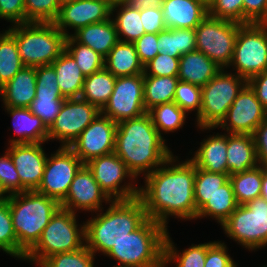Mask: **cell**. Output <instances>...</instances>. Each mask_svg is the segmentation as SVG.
<instances>
[{
    "mask_svg": "<svg viewBox=\"0 0 267 267\" xmlns=\"http://www.w3.org/2000/svg\"><path fill=\"white\" fill-rule=\"evenodd\" d=\"M71 36L80 44L89 46L104 58L119 42L118 33L113 19L92 23L80 28Z\"/></svg>",
    "mask_w": 267,
    "mask_h": 267,
    "instance_id": "4316f807",
    "label": "cell"
},
{
    "mask_svg": "<svg viewBox=\"0 0 267 267\" xmlns=\"http://www.w3.org/2000/svg\"><path fill=\"white\" fill-rule=\"evenodd\" d=\"M35 98H64L57 82V75L51 65L36 67Z\"/></svg>",
    "mask_w": 267,
    "mask_h": 267,
    "instance_id": "ee69618b",
    "label": "cell"
},
{
    "mask_svg": "<svg viewBox=\"0 0 267 267\" xmlns=\"http://www.w3.org/2000/svg\"><path fill=\"white\" fill-rule=\"evenodd\" d=\"M64 100L65 98H35L29 109L49 128L59 114Z\"/></svg>",
    "mask_w": 267,
    "mask_h": 267,
    "instance_id": "7dc6e473",
    "label": "cell"
},
{
    "mask_svg": "<svg viewBox=\"0 0 267 267\" xmlns=\"http://www.w3.org/2000/svg\"><path fill=\"white\" fill-rule=\"evenodd\" d=\"M85 245V223L78 227L76 213L60 206L42 231L40 239L26 253L24 261L39 266L52 255L79 250Z\"/></svg>",
    "mask_w": 267,
    "mask_h": 267,
    "instance_id": "52a82bcc",
    "label": "cell"
},
{
    "mask_svg": "<svg viewBox=\"0 0 267 267\" xmlns=\"http://www.w3.org/2000/svg\"><path fill=\"white\" fill-rule=\"evenodd\" d=\"M104 1H106L111 7H113L115 5L127 3L128 0H104Z\"/></svg>",
    "mask_w": 267,
    "mask_h": 267,
    "instance_id": "94428289",
    "label": "cell"
},
{
    "mask_svg": "<svg viewBox=\"0 0 267 267\" xmlns=\"http://www.w3.org/2000/svg\"><path fill=\"white\" fill-rule=\"evenodd\" d=\"M0 18L14 25L26 23L24 0H0Z\"/></svg>",
    "mask_w": 267,
    "mask_h": 267,
    "instance_id": "816d5d0a",
    "label": "cell"
},
{
    "mask_svg": "<svg viewBox=\"0 0 267 267\" xmlns=\"http://www.w3.org/2000/svg\"><path fill=\"white\" fill-rule=\"evenodd\" d=\"M13 118V128L17 138L10 139L9 144L45 143L48 141V128L29 108L5 107Z\"/></svg>",
    "mask_w": 267,
    "mask_h": 267,
    "instance_id": "cb8c5ba5",
    "label": "cell"
},
{
    "mask_svg": "<svg viewBox=\"0 0 267 267\" xmlns=\"http://www.w3.org/2000/svg\"><path fill=\"white\" fill-rule=\"evenodd\" d=\"M104 67L116 78L144 73L135 45L119 41L104 58Z\"/></svg>",
    "mask_w": 267,
    "mask_h": 267,
    "instance_id": "83f0119b",
    "label": "cell"
},
{
    "mask_svg": "<svg viewBox=\"0 0 267 267\" xmlns=\"http://www.w3.org/2000/svg\"><path fill=\"white\" fill-rule=\"evenodd\" d=\"M240 25L208 14L195 28L196 50L208 56L222 69L227 68L232 61Z\"/></svg>",
    "mask_w": 267,
    "mask_h": 267,
    "instance_id": "8fae6325",
    "label": "cell"
},
{
    "mask_svg": "<svg viewBox=\"0 0 267 267\" xmlns=\"http://www.w3.org/2000/svg\"><path fill=\"white\" fill-rule=\"evenodd\" d=\"M85 165L111 201L128 200L139 196V187L132 184L135 177L128 171L125 162L114 152L94 158ZM126 178L132 181L121 186Z\"/></svg>",
    "mask_w": 267,
    "mask_h": 267,
    "instance_id": "7c38bea8",
    "label": "cell"
},
{
    "mask_svg": "<svg viewBox=\"0 0 267 267\" xmlns=\"http://www.w3.org/2000/svg\"><path fill=\"white\" fill-rule=\"evenodd\" d=\"M114 11L117 12V15L112 19L116 26L119 41L134 43L145 34L140 10L132 8L127 3H122L111 7V15L113 16Z\"/></svg>",
    "mask_w": 267,
    "mask_h": 267,
    "instance_id": "836d02e7",
    "label": "cell"
},
{
    "mask_svg": "<svg viewBox=\"0 0 267 267\" xmlns=\"http://www.w3.org/2000/svg\"><path fill=\"white\" fill-rule=\"evenodd\" d=\"M247 84L255 92L257 99L267 111V71L253 76L247 81Z\"/></svg>",
    "mask_w": 267,
    "mask_h": 267,
    "instance_id": "6f0895ef",
    "label": "cell"
},
{
    "mask_svg": "<svg viewBox=\"0 0 267 267\" xmlns=\"http://www.w3.org/2000/svg\"><path fill=\"white\" fill-rule=\"evenodd\" d=\"M115 82L116 77L104 67L85 77L80 98L101 111L114 90Z\"/></svg>",
    "mask_w": 267,
    "mask_h": 267,
    "instance_id": "f546056e",
    "label": "cell"
},
{
    "mask_svg": "<svg viewBox=\"0 0 267 267\" xmlns=\"http://www.w3.org/2000/svg\"><path fill=\"white\" fill-rule=\"evenodd\" d=\"M110 203V199L101 190L92 172L83 165L75 174L66 197L60 202L62 208L74 213L76 210L100 212L103 202Z\"/></svg>",
    "mask_w": 267,
    "mask_h": 267,
    "instance_id": "d6986e66",
    "label": "cell"
},
{
    "mask_svg": "<svg viewBox=\"0 0 267 267\" xmlns=\"http://www.w3.org/2000/svg\"><path fill=\"white\" fill-rule=\"evenodd\" d=\"M42 144H12L7 148L21 181V193L37 190L41 184L48 157Z\"/></svg>",
    "mask_w": 267,
    "mask_h": 267,
    "instance_id": "ffe728a7",
    "label": "cell"
},
{
    "mask_svg": "<svg viewBox=\"0 0 267 267\" xmlns=\"http://www.w3.org/2000/svg\"><path fill=\"white\" fill-rule=\"evenodd\" d=\"M234 191L230 180L219 187V190L197 211V218H214L221 225L237 208Z\"/></svg>",
    "mask_w": 267,
    "mask_h": 267,
    "instance_id": "d6a6232c",
    "label": "cell"
},
{
    "mask_svg": "<svg viewBox=\"0 0 267 267\" xmlns=\"http://www.w3.org/2000/svg\"><path fill=\"white\" fill-rule=\"evenodd\" d=\"M167 228L147 218L135 231L113 245L106 254L117 265L131 267H164Z\"/></svg>",
    "mask_w": 267,
    "mask_h": 267,
    "instance_id": "5b68a950",
    "label": "cell"
},
{
    "mask_svg": "<svg viewBox=\"0 0 267 267\" xmlns=\"http://www.w3.org/2000/svg\"><path fill=\"white\" fill-rule=\"evenodd\" d=\"M157 41L158 34L145 33L133 43L139 60L144 66L159 54Z\"/></svg>",
    "mask_w": 267,
    "mask_h": 267,
    "instance_id": "f5cc1de1",
    "label": "cell"
},
{
    "mask_svg": "<svg viewBox=\"0 0 267 267\" xmlns=\"http://www.w3.org/2000/svg\"><path fill=\"white\" fill-rule=\"evenodd\" d=\"M95 254L87 246L46 258L39 267H94Z\"/></svg>",
    "mask_w": 267,
    "mask_h": 267,
    "instance_id": "60d3db41",
    "label": "cell"
},
{
    "mask_svg": "<svg viewBox=\"0 0 267 267\" xmlns=\"http://www.w3.org/2000/svg\"><path fill=\"white\" fill-rule=\"evenodd\" d=\"M238 205L260 197L262 190V166L258 165L241 173L229 176Z\"/></svg>",
    "mask_w": 267,
    "mask_h": 267,
    "instance_id": "e575fe53",
    "label": "cell"
},
{
    "mask_svg": "<svg viewBox=\"0 0 267 267\" xmlns=\"http://www.w3.org/2000/svg\"><path fill=\"white\" fill-rule=\"evenodd\" d=\"M153 125L161 132H174L183 127L187 114L175 102L157 105L148 111Z\"/></svg>",
    "mask_w": 267,
    "mask_h": 267,
    "instance_id": "74e56055",
    "label": "cell"
},
{
    "mask_svg": "<svg viewBox=\"0 0 267 267\" xmlns=\"http://www.w3.org/2000/svg\"><path fill=\"white\" fill-rule=\"evenodd\" d=\"M208 14L243 24V0H216L208 10Z\"/></svg>",
    "mask_w": 267,
    "mask_h": 267,
    "instance_id": "681fc988",
    "label": "cell"
},
{
    "mask_svg": "<svg viewBox=\"0 0 267 267\" xmlns=\"http://www.w3.org/2000/svg\"><path fill=\"white\" fill-rule=\"evenodd\" d=\"M173 154L162 166L144 177L145 186L139 187V198L150 218L167 228L168 217L196 219L194 200L195 165L190 159L175 163ZM176 165H175V164ZM171 165V166H170Z\"/></svg>",
    "mask_w": 267,
    "mask_h": 267,
    "instance_id": "6da1fadb",
    "label": "cell"
},
{
    "mask_svg": "<svg viewBox=\"0 0 267 267\" xmlns=\"http://www.w3.org/2000/svg\"><path fill=\"white\" fill-rule=\"evenodd\" d=\"M12 26L7 31L16 40L24 66L51 65L65 50L66 36L54 22H26Z\"/></svg>",
    "mask_w": 267,
    "mask_h": 267,
    "instance_id": "8992f818",
    "label": "cell"
},
{
    "mask_svg": "<svg viewBox=\"0 0 267 267\" xmlns=\"http://www.w3.org/2000/svg\"><path fill=\"white\" fill-rule=\"evenodd\" d=\"M179 58L168 54H158L144 66V75L150 76H178Z\"/></svg>",
    "mask_w": 267,
    "mask_h": 267,
    "instance_id": "c3c4849f",
    "label": "cell"
},
{
    "mask_svg": "<svg viewBox=\"0 0 267 267\" xmlns=\"http://www.w3.org/2000/svg\"><path fill=\"white\" fill-rule=\"evenodd\" d=\"M100 113L96 106L86 100L65 99L59 114L48 128V141L57 139L61 147H70Z\"/></svg>",
    "mask_w": 267,
    "mask_h": 267,
    "instance_id": "4fadbf2b",
    "label": "cell"
},
{
    "mask_svg": "<svg viewBox=\"0 0 267 267\" xmlns=\"http://www.w3.org/2000/svg\"><path fill=\"white\" fill-rule=\"evenodd\" d=\"M178 76L144 75V108L148 112L157 105L173 102Z\"/></svg>",
    "mask_w": 267,
    "mask_h": 267,
    "instance_id": "4dcf8cb0",
    "label": "cell"
},
{
    "mask_svg": "<svg viewBox=\"0 0 267 267\" xmlns=\"http://www.w3.org/2000/svg\"><path fill=\"white\" fill-rule=\"evenodd\" d=\"M214 242L201 243L197 245H191L189 248L182 251H177L170 235L167 231L164 246V267L168 266V263L177 262L176 267H204L207 249Z\"/></svg>",
    "mask_w": 267,
    "mask_h": 267,
    "instance_id": "d590c367",
    "label": "cell"
},
{
    "mask_svg": "<svg viewBox=\"0 0 267 267\" xmlns=\"http://www.w3.org/2000/svg\"><path fill=\"white\" fill-rule=\"evenodd\" d=\"M222 68L198 50L191 51L179 58V81L205 86Z\"/></svg>",
    "mask_w": 267,
    "mask_h": 267,
    "instance_id": "603a6c76",
    "label": "cell"
},
{
    "mask_svg": "<svg viewBox=\"0 0 267 267\" xmlns=\"http://www.w3.org/2000/svg\"><path fill=\"white\" fill-rule=\"evenodd\" d=\"M57 75V82L62 96L80 98L85 76L82 74L75 59L64 50L51 64Z\"/></svg>",
    "mask_w": 267,
    "mask_h": 267,
    "instance_id": "f1b7e54d",
    "label": "cell"
},
{
    "mask_svg": "<svg viewBox=\"0 0 267 267\" xmlns=\"http://www.w3.org/2000/svg\"><path fill=\"white\" fill-rule=\"evenodd\" d=\"M267 23V0H243V24Z\"/></svg>",
    "mask_w": 267,
    "mask_h": 267,
    "instance_id": "db71d44e",
    "label": "cell"
},
{
    "mask_svg": "<svg viewBox=\"0 0 267 267\" xmlns=\"http://www.w3.org/2000/svg\"><path fill=\"white\" fill-rule=\"evenodd\" d=\"M157 46L160 54L180 58L196 50L195 29H166L159 32Z\"/></svg>",
    "mask_w": 267,
    "mask_h": 267,
    "instance_id": "1f68e13d",
    "label": "cell"
},
{
    "mask_svg": "<svg viewBox=\"0 0 267 267\" xmlns=\"http://www.w3.org/2000/svg\"><path fill=\"white\" fill-rule=\"evenodd\" d=\"M106 212L85 222L86 246L94 254L106 255L119 241L135 231L146 219L147 214L139 197L128 200L110 201Z\"/></svg>",
    "mask_w": 267,
    "mask_h": 267,
    "instance_id": "3957f363",
    "label": "cell"
},
{
    "mask_svg": "<svg viewBox=\"0 0 267 267\" xmlns=\"http://www.w3.org/2000/svg\"><path fill=\"white\" fill-rule=\"evenodd\" d=\"M6 193L2 190L0 187V204L7 200L8 195H5Z\"/></svg>",
    "mask_w": 267,
    "mask_h": 267,
    "instance_id": "be15d7a7",
    "label": "cell"
},
{
    "mask_svg": "<svg viewBox=\"0 0 267 267\" xmlns=\"http://www.w3.org/2000/svg\"><path fill=\"white\" fill-rule=\"evenodd\" d=\"M140 17L145 33L158 34L166 30L162 8L141 9Z\"/></svg>",
    "mask_w": 267,
    "mask_h": 267,
    "instance_id": "11a10c76",
    "label": "cell"
},
{
    "mask_svg": "<svg viewBox=\"0 0 267 267\" xmlns=\"http://www.w3.org/2000/svg\"><path fill=\"white\" fill-rule=\"evenodd\" d=\"M208 10L216 2V0H199Z\"/></svg>",
    "mask_w": 267,
    "mask_h": 267,
    "instance_id": "6125c7cd",
    "label": "cell"
},
{
    "mask_svg": "<svg viewBox=\"0 0 267 267\" xmlns=\"http://www.w3.org/2000/svg\"><path fill=\"white\" fill-rule=\"evenodd\" d=\"M253 139L259 165L267 166V118L255 129Z\"/></svg>",
    "mask_w": 267,
    "mask_h": 267,
    "instance_id": "9f6ffc18",
    "label": "cell"
},
{
    "mask_svg": "<svg viewBox=\"0 0 267 267\" xmlns=\"http://www.w3.org/2000/svg\"><path fill=\"white\" fill-rule=\"evenodd\" d=\"M65 50L75 59L85 77L104 68V57L89 46L78 43L72 36L66 37Z\"/></svg>",
    "mask_w": 267,
    "mask_h": 267,
    "instance_id": "ab89813d",
    "label": "cell"
},
{
    "mask_svg": "<svg viewBox=\"0 0 267 267\" xmlns=\"http://www.w3.org/2000/svg\"><path fill=\"white\" fill-rule=\"evenodd\" d=\"M229 180L227 173H211L195 166L194 200L197 211Z\"/></svg>",
    "mask_w": 267,
    "mask_h": 267,
    "instance_id": "f35d334b",
    "label": "cell"
},
{
    "mask_svg": "<svg viewBox=\"0 0 267 267\" xmlns=\"http://www.w3.org/2000/svg\"><path fill=\"white\" fill-rule=\"evenodd\" d=\"M227 246L221 241L214 243L207 249L204 267H237L233 258L227 253Z\"/></svg>",
    "mask_w": 267,
    "mask_h": 267,
    "instance_id": "f907efd6",
    "label": "cell"
},
{
    "mask_svg": "<svg viewBox=\"0 0 267 267\" xmlns=\"http://www.w3.org/2000/svg\"><path fill=\"white\" fill-rule=\"evenodd\" d=\"M7 200L18 240V258L24 260L26 253L40 239L60 203L36 190L9 195Z\"/></svg>",
    "mask_w": 267,
    "mask_h": 267,
    "instance_id": "277c9868",
    "label": "cell"
},
{
    "mask_svg": "<svg viewBox=\"0 0 267 267\" xmlns=\"http://www.w3.org/2000/svg\"><path fill=\"white\" fill-rule=\"evenodd\" d=\"M117 123L100 113L69 147L85 165L115 150Z\"/></svg>",
    "mask_w": 267,
    "mask_h": 267,
    "instance_id": "2e32d148",
    "label": "cell"
},
{
    "mask_svg": "<svg viewBox=\"0 0 267 267\" xmlns=\"http://www.w3.org/2000/svg\"><path fill=\"white\" fill-rule=\"evenodd\" d=\"M230 66L246 81L267 71V23L240 25Z\"/></svg>",
    "mask_w": 267,
    "mask_h": 267,
    "instance_id": "30bf717a",
    "label": "cell"
},
{
    "mask_svg": "<svg viewBox=\"0 0 267 267\" xmlns=\"http://www.w3.org/2000/svg\"><path fill=\"white\" fill-rule=\"evenodd\" d=\"M23 67L15 38L7 30L0 33V88Z\"/></svg>",
    "mask_w": 267,
    "mask_h": 267,
    "instance_id": "8d00e7d4",
    "label": "cell"
},
{
    "mask_svg": "<svg viewBox=\"0 0 267 267\" xmlns=\"http://www.w3.org/2000/svg\"><path fill=\"white\" fill-rule=\"evenodd\" d=\"M36 67L24 66L0 88L4 107L29 108L35 99Z\"/></svg>",
    "mask_w": 267,
    "mask_h": 267,
    "instance_id": "7402d4cb",
    "label": "cell"
},
{
    "mask_svg": "<svg viewBox=\"0 0 267 267\" xmlns=\"http://www.w3.org/2000/svg\"><path fill=\"white\" fill-rule=\"evenodd\" d=\"M267 118V111L255 92L246 84L229 107L218 125L228 134L253 135L255 129Z\"/></svg>",
    "mask_w": 267,
    "mask_h": 267,
    "instance_id": "e0dca14e",
    "label": "cell"
},
{
    "mask_svg": "<svg viewBox=\"0 0 267 267\" xmlns=\"http://www.w3.org/2000/svg\"><path fill=\"white\" fill-rule=\"evenodd\" d=\"M112 18L111 6L104 0H72L61 4L60 12L54 21L56 27L66 36L67 27L74 33L92 23H99Z\"/></svg>",
    "mask_w": 267,
    "mask_h": 267,
    "instance_id": "ac0fdd59",
    "label": "cell"
},
{
    "mask_svg": "<svg viewBox=\"0 0 267 267\" xmlns=\"http://www.w3.org/2000/svg\"><path fill=\"white\" fill-rule=\"evenodd\" d=\"M221 227L227 237L249 251L265 247L267 245V201L258 197L244 205H238Z\"/></svg>",
    "mask_w": 267,
    "mask_h": 267,
    "instance_id": "9c48e42d",
    "label": "cell"
},
{
    "mask_svg": "<svg viewBox=\"0 0 267 267\" xmlns=\"http://www.w3.org/2000/svg\"><path fill=\"white\" fill-rule=\"evenodd\" d=\"M247 81L236 73H227L223 68L205 86L201 87V109L197 116L199 129L218 128L229 107Z\"/></svg>",
    "mask_w": 267,
    "mask_h": 267,
    "instance_id": "ba28073f",
    "label": "cell"
},
{
    "mask_svg": "<svg viewBox=\"0 0 267 267\" xmlns=\"http://www.w3.org/2000/svg\"><path fill=\"white\" fill-rule=\"evenodd\" d=\"M258 165L253 135L227 134V174L241 173Z\"/></svg>",
    "mask_w": 267,
    "mask_h": 267,
    "instance_id": "d4e9b609",
    "label": "cell"
},
{
    "mask_svg": "<svg viewBox=\"0 0 267 267\" xmlns=\"http://www.w3.org/2000/svg\"><path fill=\"white\" fill-rule=\"evenodd\" d=\"M165 141L146 112L117 123L114 153L136 180L141 173L146 177L171 157L172 151Z\"/></svg>",
    "mask_w": 267,
    "mask_h": 267,
    "instance_id": "7a4b0ae2",
    "label": "cell"
},
{
    "mask_svg": "<svg viewBox=\"0 0 267 267\" xmlns=\"http://www.w3.org/2000/svg\"><path fill=\"white\" fill-rule=\"evenodd\" d=\"M114 267H131V266H120V265H115Z\"/></svg>",
    "mask_w": 267,
    "mask_h": 267,
    "instance_id": "03108f58",
    "label": "cell"
},
{
    "mask_svg": "<svg viewBox=\"0 0 267 267\" xmlns=\"http://www.w3.org/2000/svg\"><path fill=\"white\" fill-rule=\"evenodd\" d=\"M84 164L69 147H61L47 157L43 178L37 192L56 199L66 197L75 174Z\"/></svg>",
    "mask_w": 267,
    "mask_h": 267,
    "instance_id": "9a60e30c",
    "label": "cell"
},
{
    "mask_svg": "<svg viewBox=\"0 0 267 267\" xmlns=\"http://www.w3.org/2000/svg\"><path fill=\"white\" fill-rule=\"evenodd\" d=\"M201 87L179 81L175 90V102L187 114L196 110V117L200 114L201 109Z\"/></svg>",
    "mask_w": 267,
    "mask_h": 267,
    "instance_id": "f6af8a7d",
    "label": "cell"
},
{
    "mask_svg": "<svg viewBox=\"0 0 267 267\" xmlns=\"http://www.w3.org/2000/svg\"><path fill=\"white\" fill-rule=\"evenodd\" d=\"M164 0H128L127 4L132 8L141 10L148 8H162Z\"/></svg>",
    "mask_w": 267,
    "mask_h": 267,
    "instance_id": "680465c9",
    "label": "cell"
},
{
    "mask_svg": "<svg viewBox=\"0 0 267 267\" xmlns=\"http://www.w3.org/2000/svg\"><path fill=\"white\" fill-rule=\"evenodd\" d=\"M162 14L166 29H195L208 9L199 0H164Z\"/></svg>",
    "mask_w": 267,
    "mask_h": 267,
    "instance_id": "44dd1931",
    "label": "cell"
},
{
    "mask_svg": "<svg viewBox=\"0 0 267 267\" xmlns=\"http://www.w3.org/2000/svg\"><path fill=\"white\" fill-rule=\"evenodd\" d=\"M0 187L8 196L21 193V181L8 149L0 157Z\"/></svg>",
    "mask_w": 267,
    "mask_h": 267,
    "instance_id": "bcb514c9",
    "label": "cell"
},
{
    "mask_svg": "<svg viewBox=\"0 0 267 267\" xmlns=\"http://www.w3.org/2000/svg\"><path fill=\"white\" fill-rule=\"evenodd\" d=\"M58 2H59V4L61 5V4H64V3H66V2H70V1H72V0H57Z\"/></svg>",
    "mask_w": 267,
    "mask_h": 267,
    "instance_id": "e7e4bbea",
    "label": "cell"
},
{
    "mask_svg": "<svg viewBox=\"0 0 267 267\" xmlns=\"http://www.w3.org/2000/svg\"><path fill=\"white\" fill-rule=\"evenodd\" d=\"M190 160L199 169L211 173H227V134L217 133L203 139Z\"/></svg>",
    "mask_w": 267,
    "mask_h": 267,
    "instance_id": "484cf974",
    "label": "cell"
},
{
    "mask_svg": "<svg viewBox=\"0 0 267 267\" xmlns=\"http://www.w3.org/2000/svg\"><path fill=\"white\" fill-rule=\"evenodd\" d=\"M26 22H54L61 5L57 0H24Z\"/></svg>",
    "mask_w": 267,
    "mask_h": 267,
    "instance_id": "7bdbcfd3",
    "label": "cell"
},
{
    "mask_svg": "<svg viewBox=\"0 0 267 267\" xmlns=\"http://www.w3.org/2000/svg\"><path fill=\"white\" fill-rule=\"evenodd\" d=\"M260 197L267 201V166H262V190Z\"/></svg>",
    "mask_w": 267,
    "mask_h": 267,
    "instance_id": "91938a15",
    "label": "cell"
},
{
    "mask_svg": "<svg viewBox=\"0 0 267 267\" xmlns=\"http://www.w3.org/2000/svg\"><path fill=\"white\" fill-rule=\"evenodd\" d=\"M0 250L18 258V240L13 229L8 200L0 204Z\"/></svg>",
    "mask_w": 267,
    "mask_h": 267,
    "instance_id": "b9f144b4",
    "label": "cell"
},
{
    "mask_svg": "<svg viewBox=\"0 0 267 267\" xmlns=\"http://www.w3.org/2000/svg\"><path fill=\"white\" fill-rule=\"evenodd\" d=\"M143 89L144 73L117 77L114 90L101 113L116 123L143 115L147 112Z\"/></svg>",
    "mask_w": 267,
    "mask_h": 267,
    "instance_id": "5bb4252c",
    "label": "cell"
}]
</instances>
